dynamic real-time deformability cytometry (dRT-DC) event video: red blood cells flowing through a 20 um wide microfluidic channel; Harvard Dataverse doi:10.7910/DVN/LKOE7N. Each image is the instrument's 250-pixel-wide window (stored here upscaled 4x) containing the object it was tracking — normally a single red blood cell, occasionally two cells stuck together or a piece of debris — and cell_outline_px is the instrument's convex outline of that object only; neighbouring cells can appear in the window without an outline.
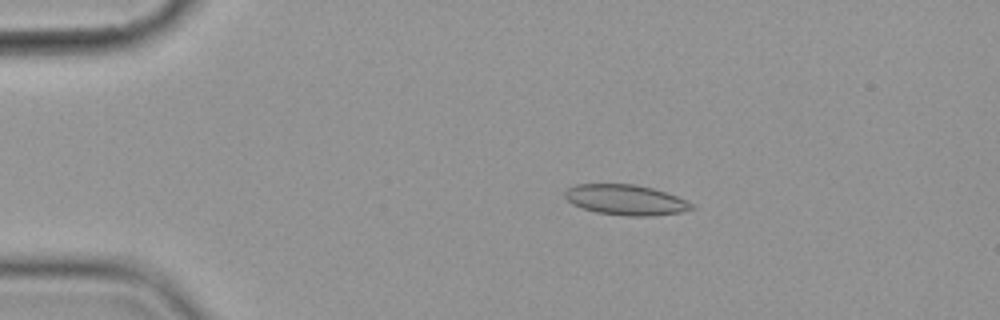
{"species": "common noctule bat (a hibernating species)", "species_latin": "Nyctalus noctula", "temperature_condition": "cold", "stored_images_in_passage": 5, "camera_frame_rate_fps": 3000, "um_per_image_px": 0.085, "animal": {"sex": "female", "body_mass_g": 19.9}, "frame": {"image": 1, "passage_image": 2, "time_ms": 1.333, "image_size_px": [1000, 320], "cell_outline_px": [[696, 208], [680, 212], [652, 216], [628, 216], [596, 212], [572, 204], [564, 196], [564, 192], [568, 188], [576, 184], [632, 184], [652, 188], [676, 196], [696, 204]], "centroid_in_image_um": [53.21, 16.99], "position_along_channel_um": 31.8, "area_um2": 22.37}}
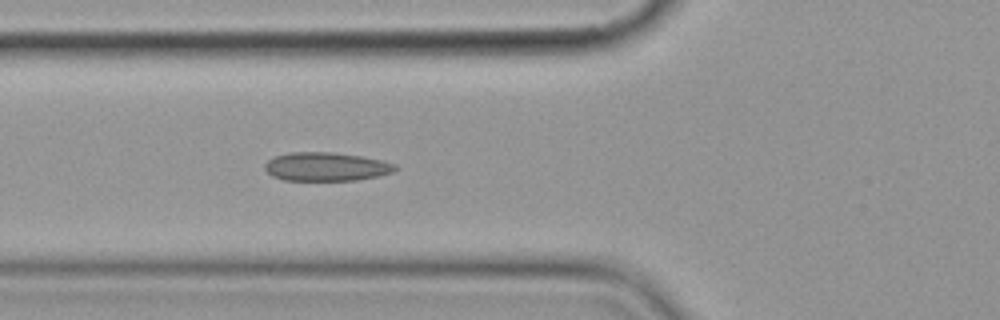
{"frame": {"image": 2, "passage_image": 5, "time_ms": 4.667, "image_size_px": [1000, 320], "cell_outline_px": [[400, 168], [392, 172], [380, 176], [356, 180], [284, 180], [272, 176], [264, 168], [264, 164], [268, 160], [276, 156], [292, 152], [332, 152], [360, 156], [380, 160], [396, 164]], "centroid_in_image_um": [27.74, 14.17], "position_along_channel_um": 98.1, "area_um2": 21.73}}